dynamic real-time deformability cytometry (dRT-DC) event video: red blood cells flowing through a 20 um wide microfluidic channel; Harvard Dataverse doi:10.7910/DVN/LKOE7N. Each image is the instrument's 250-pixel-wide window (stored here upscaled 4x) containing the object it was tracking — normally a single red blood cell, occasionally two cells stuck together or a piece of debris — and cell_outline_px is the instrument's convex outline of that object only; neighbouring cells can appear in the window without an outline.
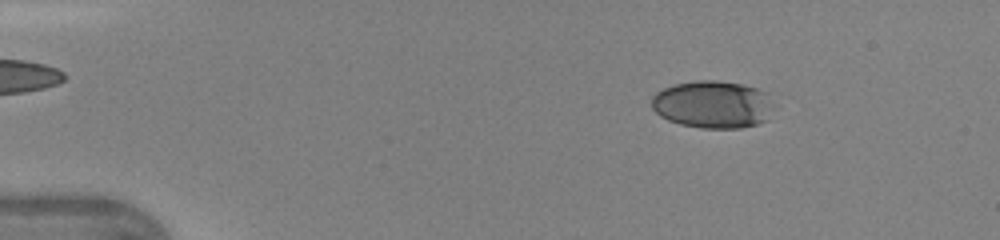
{"species": "human", "species_latin": "Homo sapiens", "temperature_condition": "warm", "stored_images_in_passage": 6, "camera_frame_rate_fps": 3000, "um_per_image_px": 0.085, "donor": {"sex": "female"}, "frame": {"image": 1, "passage_image": 2, "time_ms": 0.333, "image_size_px": [1000, 240], "cell_outline_px": [[772, 108], [768, 120], [756, 124], [740, 128], [700, 128], [680, 124], [668, 120], [660, 116], [652, 108], [652, 96], [656, 92], [664, 88], [676, 84], [696, 80], [716, 80], [740, 84], [756, 88], [768, 92], [772, 104]], "centroid_in_image_um": [60.59, 8.88], "position_along_channel_um": 24.4, "area_um2": 33.93}}
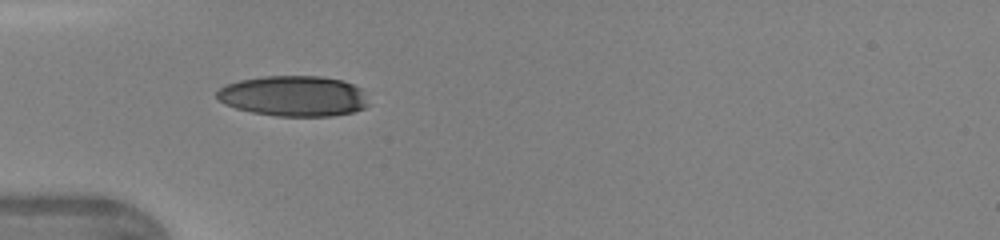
{"frame": {"image": 2, "passage_image": 5, "time_ms": 1.333, "image_size_px": [1000, 240], "cell_outline_px": [[368, 104], [364, 108], [352, 112], [332, 116], [276, 116], [252, 112], [236, 108], [224, 104], [216, 96], [216, 92], [220, 88], [228, 84], [240, 80], [264, 76], [320, 76], [344, 80], [360, 88]], "centroid_in_image_um": [24.95, 8.16], "position_along_channel_um": 60.1, "area_um2": 35.72}}